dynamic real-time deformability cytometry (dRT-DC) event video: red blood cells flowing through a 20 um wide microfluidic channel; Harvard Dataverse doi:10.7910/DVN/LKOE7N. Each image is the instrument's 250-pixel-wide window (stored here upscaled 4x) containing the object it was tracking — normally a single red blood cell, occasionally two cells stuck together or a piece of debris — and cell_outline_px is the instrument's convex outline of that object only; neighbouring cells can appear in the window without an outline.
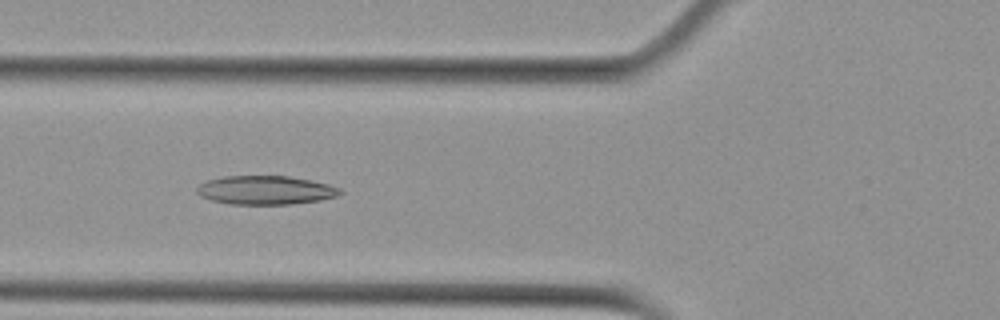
{"species": "Egyptian fruit bat (a non-hibernating species)", "species_latin": "Rousettus aegyptiacus", "temperature_condition": "cold", "stored_images_in_passage": 40, "camera_frame_rate_fps": 3000, "um_per_image_px": 0.085, "animal": {"sex": "female"}, "frame": {"image": 1, "passage_image": 6, "time_ms": 1.667, "image_size_px": [1000, 320], "cell_outline_px": [[344, 192], [336, 196], [320, 200], [292, 204], [228, 204], [212, 200], [200, 196], [196, 192], [196, 188], [200, 184], [208, 180], [224, 176], [288, 176], [328, 184], [340, 188]], "centroid_in_image_um": [22.56, 16.16], "position_along_channel_um": 103.2, "area_um2": 23.93}}
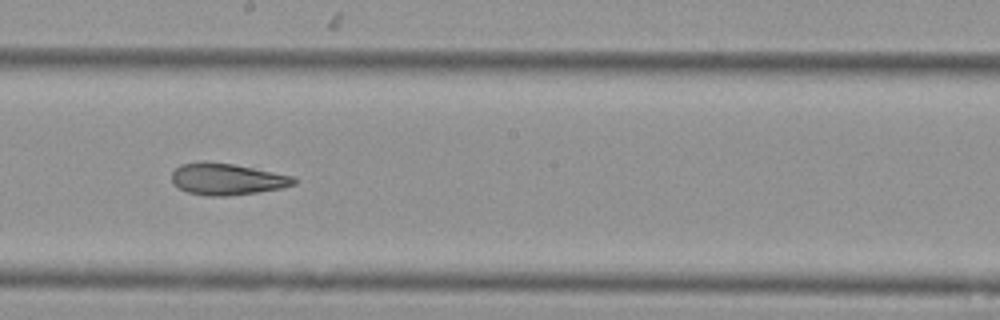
{"frame": {"image": 2, "passage_image": 16, "time_ms": 5.0, "image_size_px": [1000, 320], "cell_outline_px": [[296, 184], [280, 188], [256, 192], [228, 196], [208, 196], [188, 192], [180, 188], [172, 180], [172, 172], [180, 164], [204, 160], [232, 164], [296, 176]], "centroid_in_image_um": [19.3, 15.21], "position_along_channel_um": 228.9, "area_um2": 22.48}}
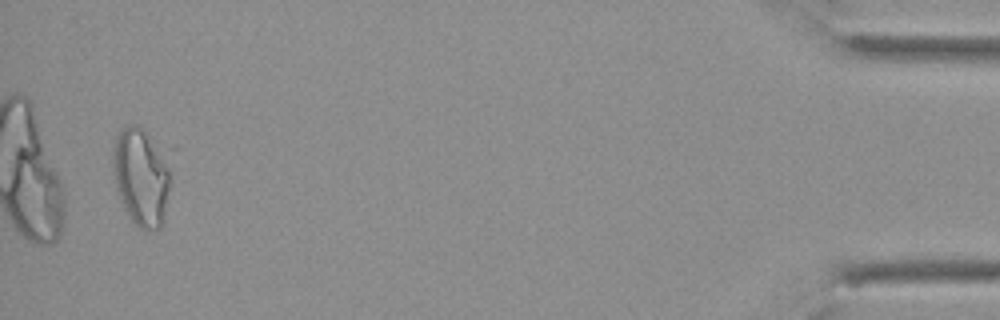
{"frame": {"image": 3, "passage_image": 38, "time_ms": 12.333, "image_size_px": [1000, 320], "cell_outline_px": [[176, 148], [172, 180], [164, 224], [160, 228], [140, 228], [128, 216], [124, 208], [116, 184], [112, 164], [112, 152], [116, 136], [120, 128], [128, 124], [136, 124], [176, 144]], "centroid_in_image_um": [12.2, 14.8], "position_along_channel_um": 423.0, "area_um2": 36.47}, "authors_computed_cell_mechanics": {"area_um2": 24.6228, "velocity_mm_per_s": 3.7639, "shape_relaxation_time_tau1_ms": null, "shape_relaxation_time_tau2_ms": 1.5995, "deformation_change_tau1": null, "deformation_change_tau2": 0.0767}}